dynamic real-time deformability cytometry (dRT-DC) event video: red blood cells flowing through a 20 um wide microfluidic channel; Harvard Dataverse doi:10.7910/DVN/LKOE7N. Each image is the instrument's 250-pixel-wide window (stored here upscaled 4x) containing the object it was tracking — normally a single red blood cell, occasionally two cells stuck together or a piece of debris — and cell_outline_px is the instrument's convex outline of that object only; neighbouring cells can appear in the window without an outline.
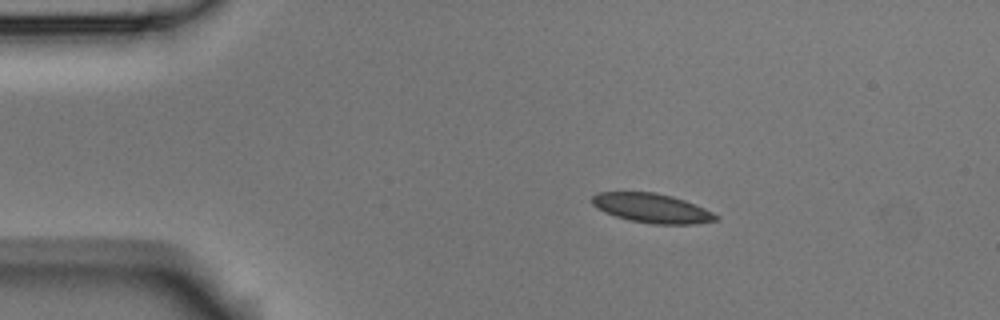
{"species": "Egyptian fruit bat (a non-hibernating species)", "species_latin": "Rousettus aegyptiacus", "temperature_condition": "room temperature", "stored_images_in_passage": 45, "camera_frame_rate_fps": 3000, "um_per_image_px": 0.085, "animal": {"sex": "male"}, "frame": {"image": 1, "passage_image": 1, "time_ms": 0.0, "image_size_px": [1000, 320], "cell_outline_px": [[720, 216], [716, 220], [692, 224], [652, 224], [628, 220], [604, 212], [596, 208], [592, 204], [592, 196], [596, 192], [656, 192], [672, 196], [684, 200], [704, 208]], "centroid_in_image_um": [55.38, 17.69], "position_along_channel_um": 29.6, "area_um2": 21.15}}
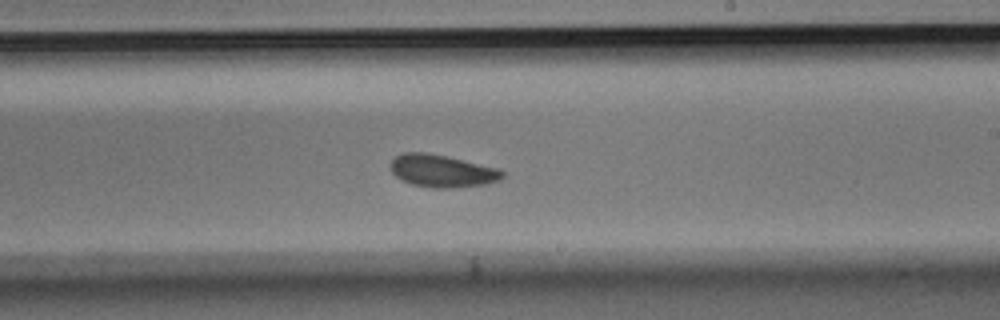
{"frame": {"image": 2, "passage_image": 23, "time_ms": 7.333, "image_size_px": [1000, 320], "cell_outline_px": [[504, 176], [500, 180], [488, 184], [452, 188], [432, 188], [412, 184], [400, 180], [392, 172], [392, 160], [396, 156], [404, 152], [424, 152], [444, 156], [500, 168], [504, 172]], "centroid_in_image_um": [37.61, 14.54], "position_along_channel_um": 251.4, "area_um2": 21.15}}
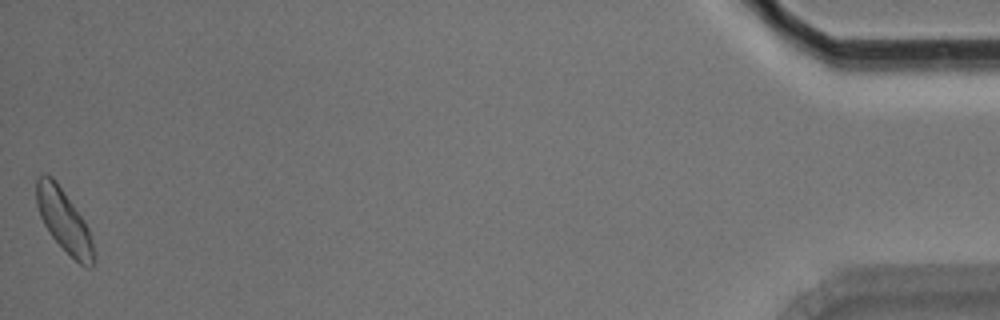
{"frame": {"image": 3, "passage_image": 45, "time_ms": 14.667, "image_size_px": [1000, 320], "cell_outline_px": [[96, 260], [92, 268], [84, 268], [52, 236], [44, 224], [40, 216], [36, 204], [36, 176], [40, 172], [44, 172], [52, 176], [56, 180], [84, 220], [88, 228], [92, 240]], "centroid_in_image_um": [5.44, 18.73], "position_along_channel_um": 429.8, "area_um2": 20.98}, "authors_computed_cell_mechanics": {"area_um2": 21.0392, "velocity_mm_per_s": 3.7297, "shape_relaxation_time_tau1_ms": 3.25, "shape_relaxation_time_tau2_ms": 5.6941, "deformation_change_tau1": 0.0847, "deformation_change_tau2": 0.0903}}